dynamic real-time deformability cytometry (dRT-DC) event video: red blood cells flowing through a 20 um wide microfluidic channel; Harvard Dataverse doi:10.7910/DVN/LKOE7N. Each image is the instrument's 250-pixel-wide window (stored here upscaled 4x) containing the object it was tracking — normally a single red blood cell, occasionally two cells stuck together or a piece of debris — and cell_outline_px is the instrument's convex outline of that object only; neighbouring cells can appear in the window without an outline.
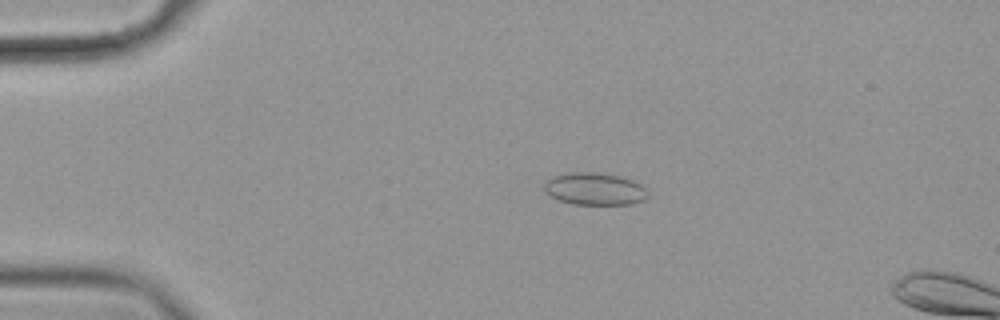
{"species": "common noctule bat (a hibernating species)", "species_latin": "Nyctalus noctula", "temperature_condition": "cold", "stored_images_in_passage": 5, "camera_frame_rate_fps": 3000, "um_per_image_px": 0.085, "animal": {"sex": "female", "body_mass_g": 19.9}, "frame": {"image": 1, "passage_image": 3, "time_ms": 0.667, "image_size_px": [1000, 320], "cell_outline_px": [[648, 196], [644, 200], [632, 204], [572, 204], [560, 200], [544, 192], [544, 184], [552, 176], [568, 172], [596, 172], [620, 176], [632, 180], [640, 184], [648, 192]], "centroid_in_image_um": [50.54, 16.05], "position_along_channel_um": 34.5, "area_um2": 19.54}}